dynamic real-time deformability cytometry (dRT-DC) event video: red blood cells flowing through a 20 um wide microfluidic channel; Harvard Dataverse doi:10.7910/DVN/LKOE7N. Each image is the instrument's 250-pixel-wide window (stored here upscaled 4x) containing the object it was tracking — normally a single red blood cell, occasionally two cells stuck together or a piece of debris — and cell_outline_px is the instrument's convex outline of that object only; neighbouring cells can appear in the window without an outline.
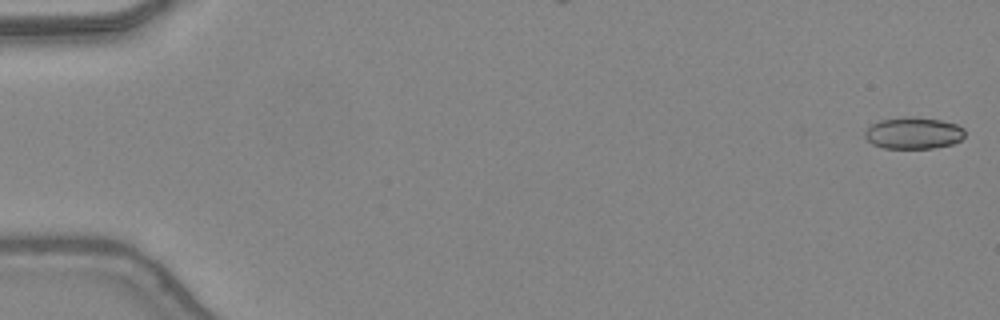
{"species": "common noctule bat (a hibernating species)", "species_latin": "Nyctalus noctula", "temperature_condition": "warm", "stored_images_in_passage": 47, "camera_frame_rate_fps": 3000, "um_per_image_px": 0.085, "animal": {"sex": "female", "body_mass_g": 24.6, "forearm_length_mm": 56.2}, "frame": {"image": 1, "passage_image": 1, "time_ms": 0.0, "image_size_px": [1000, 320], "cell_outline_px": [[964, 136], [960, 140], [952, 144], [936, 148], [884, 148], [872, 144], [864, 136], [864, 132], [872, 124], [880, 120], [904, 116], [912, 116], [940, 120], [956, 124], [964, 128]], "centroid_in_image_um": [77.64, 11.31], "position_along_channel_um": 7.4, "area_um2": 18.55}}
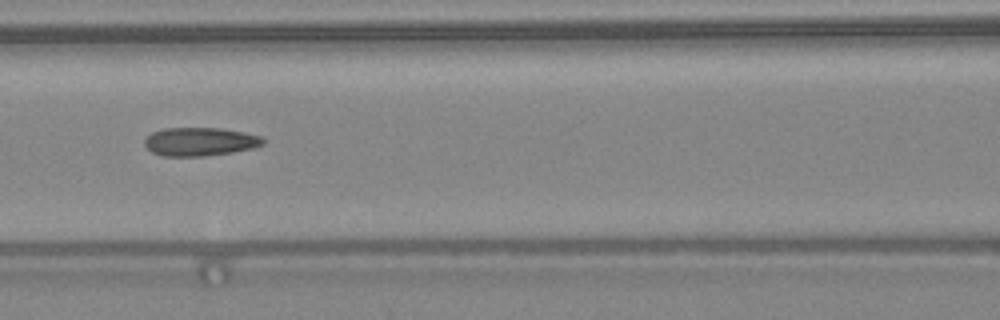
{"frame": {"image": 2, "passage_image": 22, "time_ms": 7.0, "image_size_px": [1000, 320], "cell_outline_px": [[264, 144], [256, 148], [232, 152], [204, 156], [160, 156], [152, 152], [144, 144], [144, 140], [152, 132], [164, 128], [220, 128], [244, 132], [264, 136]], "centroid_in_image_um": [17.03, 12.04], "position_along_channel_um": 149.6, "area_um2": 19.83}}
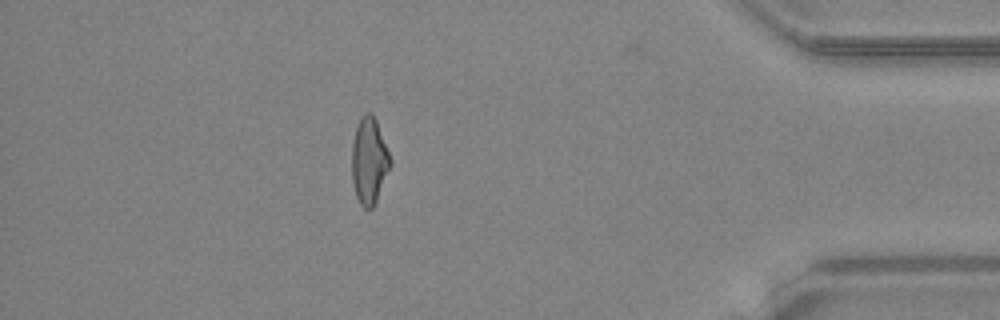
{"frame": {"image": 3, "passage_image": 42, "time_ms": 13.667, "image_size_px": [1000, 320], "cell_outline_px": [[392, 164], [376, 200], [372, 208], [364, 208], [360, 204], [356, 196], [352, 180], [352, 144], [356, 128], [360, 116], [364, 112], [372, 112], [376, 120], [392, 160]], "centroid_in_image_um": [31.38, 13.64], "position_along_channel_um": 403.8, "area_um2": 19.36}, "authors_computed_cell_mechanics": {"area_um2": 19.7676, "velocity_mm_per_s": 4.4394, "shape_relaxation_time_tau1_ms": null, "shape_relaxation_time_tau2_ms": 2.2287, "deformation_change_tau1": null, "deformation_change_tau2": 0.1183}}